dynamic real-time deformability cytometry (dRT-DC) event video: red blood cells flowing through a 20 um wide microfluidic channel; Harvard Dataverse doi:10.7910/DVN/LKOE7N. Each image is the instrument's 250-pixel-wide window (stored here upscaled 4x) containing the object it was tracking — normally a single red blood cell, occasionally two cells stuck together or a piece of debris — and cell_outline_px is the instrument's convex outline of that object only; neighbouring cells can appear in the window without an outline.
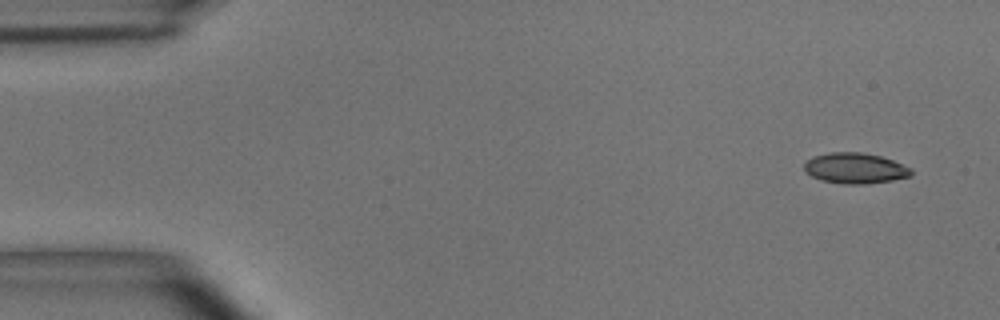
{"species": "common noctule bat (a hibernating species)", "species_latin": "Nyctalus noctula", "temperature_condition": "room temperature", "stored_images_in_passage": 14, "camera_frame_rate_fps": 3000, "um_per_image_px": 0.085, "animal": {"sex": "male", "body_mass_g": 15.6}, "frame": {"image": 1, "passage_image": 1, "time_ms": 0.0, "image_size_px": [1000, 320], "cell_outline_px": [[912, 176], [892, 180], [864, 184], [844, 184], [820, 180], [804, 172], [804, 164], [812, 156], [828, 152], [860, 152], [880, 156], [892, 160], [912, 168]], "centroid_in_image_um": [72.67, 14.3], "position_along_channel_um": 12.3, "area_um2": 19.19}}
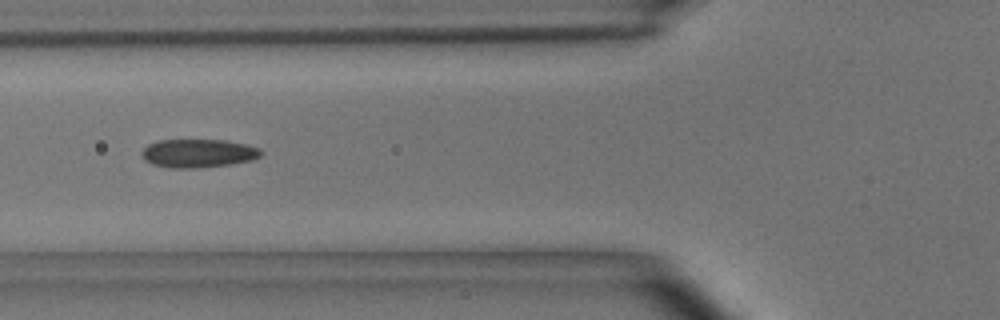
{"frame": {"image": 2, "passage_image": 5, "time_ms": 1.333, "image_size_px": [1000, 320], "cell_outline_px": [[264, 152], [260, 156], [252, 160], [232, 164], [200, 168], [168, 168], [152, 164], [144, 160], [140, 156], [140, 152], [148, 144], [160, 140], [224, 140], [244, 144], [260, 148]], "centroid_in_image_um": [16.83, 13.04], "position_along_channel_um": 109.0, "area_um2": 20.0}}
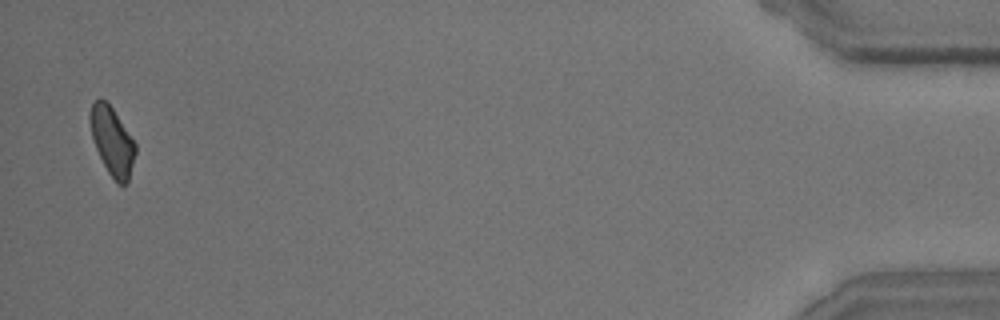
{"frame": {"image": 3, "passage_image": 14, "time_ms": 4.333, "image_size_px": [1000, 320], "cell_outline_px": [[136, 152], [128, 180], [124, 184], [116, 184], [108, 172], [96, 148], [92, 136], [88, 116], [92, 104], [96, 100], [104, 100], [112, 108], [136, 144]], "centroid_in_image_um": [9.53, 12.01], "position_along_channel_um": 425.7, "area_um2": 17.63}}